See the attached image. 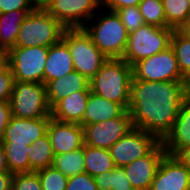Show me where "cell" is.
Listing matches in <instances>:
<instances>
[{
	"label": "cell",
	"mask_w": 190,
	"mask_h": 190,
	"mask_svg": "<svg viewBox=\"0 0 190 190\" xmlns=\"http://www.w3.org/2000/svg\"><path fill=\"white\" fill-rule=\"evenodd\" d=\"M132 129L131 116L126 110L120 117L83 126L84 144L109 149Z\"/></svg>",
	"instance_id": "7c38bea8"
},
{
	"label": "cell",
	"mask_w": 190,
	"mask_h": 190,
	"mask_svg": "<svg viewBox=\"0 0 190 190\" xmlns=\"http://www.w3.org/2000/svg\"><path fill=\"white\" fill-rule=\"evenodd\" d=\"M9 66V50L0 49V72Z\"/></svg>",
	"instance_id": "60d3db41"
},
{
	"label": "cell",
	"mask_w": 190,
	"mask_h": 190,
	"mask_svg": "<svg viewBox=\"0 0 190 190\" xmlns=\"http://www.w3.org/2000/svg\"><path fill=\"white\" fill-rule=\"evenodd\" d=\"M62 40L67 44L74 71L90 81L108 58L92 42L83 28H66Z\"/></svg>",
	"instance_id": "5b68a950"
},
{
	"label": "cell",
	"mask_w": 190,
	"mask_h": 190,
	"mask_svg": "<svg viewBox=\"0 0 190 190\" xmlns=\"http://www.w3.org/2000/svg\"><path fill=\"white\" fill-rule=\"evenodd\" d=\"M12 116L23 119L51 118L46 85L14 81L10 97Z\"/></svg>",
	"instance_id": "52a82bcc"
},
{
	"label": "cell",
	"mask_w": 190,
	"mask_h": 190,
	"mask_svg": "<svg viewBox=\"0 0 190 190\" xmlns=\"http://www.w3.org/2000/svg\"><path fill=\"white\" fill-rule=\"evenodd\" d=\"M50 119H23L12 116L1 140L2 144L32 145L47 133Z\"/></svg>",
	"instance_id": "9a60e30c"
},
{
	"label": "cell",
	"mask_w": 190,
	"mask_h": 190,
	"mask_svg": "<svg viewBox=\"0 0 190 190\" xmlns=\"http://www.w3.org/2000/svg\"><path fill=\"white\" fill-rule=\"evenodd\" d=\"M138 8L144 18L145 24L160 28L167 27L162 0H141Z\"/></svg>",
	"instance_id": "f546056e"
},
{
	"label": "cell",
	"mask_w": 190,
	"mask_h": 190,
	"mask_svg": "<svg viewBox=\"0 0 190 190\" xmlns=\"http://www.w3.org/2000/svg\"><path fill=\"white\" fill-rule=\"evenodd\" d=\"M167 27L179 30L190 13V0H162Z\"/></svg>",
	"instance_id": "f1b7e54d"
},
{
	"label": "cell",
	"mask_w": 190,
	"mask_h": 190,
	"mask_svg": "<svg viewBox=\"0 0 190 190\" xmlns=\"http://www.w3.org/2000/svg\"><path fill=\"white\" fill-rule=\"evenodd\" d=\"M30 0H0V14L14 10L35 9Z\"/></svg>",
	"instance_id": "d590c367"
},
{
	"label": "cell",
	"mask_w": 190,
	"mask_h": 190,
	"mask_svg": "<svg viewBox=\"0 0 190 190\" xmlns=\"http://www.w3.org/2000/svg\"><path fill=\"white\" fill-rule=\"evenodd\" d=\"M46 90L48 102L52 108L58 101L73 93L90 90V81L77 71H72L62 78L49 81L46 84Z\"/></svg>",
	"instance_id": "ffe728a7"
},
{
	"label": "cell",
	"mask_w": 190,
	"mask_h": 190,
	"mask_svg": "<svg viewBox=\"0 0 190 190\" xmlns=\"http://www.w3.org/2000/svg\"><path fill=\"white\" fill-rule=\"evenodd\" d=\"M49 47H17L9 50V66L14 81L44 84V68Z\"/></svg>",
	"instance_id": "ba28073f"
},
{
	"label": "cell",
	"mask_w": 190,
	"mask_h": 190,
	"mask_svg": "<svg viewBox=\"0 0 190 190\" xmlns=\"http://www.w3.org/2000/svg\"><path fill=\"white\" fill-rule=\"evenodd\" d=\"M35 7H43L49 0H30Z\"/></svg>",
	"instance_id": "ee69618b"
},
{
	"label": "cell",
	"mask_w": 190,
	"mask_h": 190,
	"mask_svg": "<svg viewBox=\"0 0 190 190\" xmlns=\"http://www.w3.org/2000/svg\"><path fill=\"white\" fill-rule=\"evenodd\" d=\"M66 177L85 172L83 147L63 154L54 155L53 165Z\"/></svg>",
	"instance_id": "d4e9b609"
},
{
	"label": "cell",
	"mask_w": 190,
	"mask_h": 190,
	"mask_svg": "<svg viewBox=\"0 0 190 190\" xmlns=\"http://www.w3.org/2000/svg\"><path fill=\"white\" fill-rule=\"evenodd\" d=\"M12 117L10 101H0V141Z\"/></svg>",
	"instance_id": "8d00e7d4"
},
{
	"label": "cell",
	"mask_w": 190,
	"mask_h": 190,
	"mask_svg": "<svg viewBox=\"0 0 190 190\" xmlns=\"http://www.w3.org/2000/svg\"><path fill=\"white\" fill-rule=\"evenodd\" d=\"M10 173L29 172L30 145L3 144Z\"/></svg>",
	"instance_id": "4316f807"
},
{
	"label": "cell",
	"mask_w": 190,
	"mask_h": 190,
	"mask_svg": "<svg viewBox=\"0 0 190 190\" xmlns=\"http://www.w3.org/2000/svg\"><path fill=\"white\" fill-rule=\"evenodd\" d=\"M179 31H181L182 33H184L185 35L190 37V13L187 16V19H186L185 23L179 29Z\"/></svg>",
	"instance_id": "7bdbcfd3"
},
{
	"label": "cell",
	"mask_w": 190,
	"mask_h": 190,
	"mask_svg": "<svg viewBox=\"0 0 190 190\" xmlns=\"http://www.w3.org/2000/svg\"><path fill=\"white\" fill-rule=\"evenodd\" d=\"M54 155L63 154L84 146V131L80 124L63 123L50 119L47 126Z\"/></svg>",
	"instance_id": "2e32d148"
},
{
	"label": "cell",
	"mask_w": 190,
	"mask_h": 190,
	"mask_svg": "<svg viewBox=\"0 0 190 190\" xmlns=\"http://www.w3.org/2000/svg\"><path fill=\"white\" fill-rule=\"evenodd\" d=\"M72 71H74V66L67 44L61 39L49 46L44 68V85L49 81L62 78Z\"/></svg>",
	"instance_id": "d6986e66"
},
{
	"label": "cell",
	"mask_w": 190,
	"mask_h": 190,
	"mask_svg": "<svg viewBox=\"0 0 190 190\" xmlns=\"http://www.w3.org/2000/svg\"><path fill=\"white\" fill-rule=\"evenodd\" d=\"M43 8L65 28H82L102 7L101 0H49Z\"/></svg>",
	"instance_id": "30bf717a"
},
{
	"label": "cell",
	"mask_w": 190,
	"mask_h": 190,
	"mask_svg": "<svg viewBox=\"0 0 190 190\" xmlns=\"http://www.w3.org/2000/svg\"><path fill=\"white\" fill-rule=\"evenodd\" d=\"M171 47L173 48L179 71L181 75L190 81V37L179 30H174L171 38Z\"/></svg>",
	"instance_id": "484cf974"
},
{
	"label": "cell",
	"mask_w": 190,
	"mask_h": 190,
	"mask_svg": "<svg viewBox=\"0 0 190 190\" xmlns=\"http://www.w3.org/2000/svg\"><path fill=\"white\" fill-rule=\"evenodd\" d=\"M149 190H190V170L177 156L166 154Z\"/></svg>",
	"instance_id": "5bb4252c"
},
{
	"label": "cell",
	"mask_w": 190,
	"mask_h": 190,
	"mask_svg": "<svg viewBox=\"0 0 190 190\" xmlns=\"http://www.w3.org/2000/svg\"><path fill=\"white\" fill-rule=\"evenodd\" d=\"M115 12L119 15L120 20L125 25L128 33L136 31L145 24L144 18L139 11L138 6L120 8Z\"/></svg>",
	"instance_id": "1f68e13d"
},
{
	"label": "cell",
	"mask_w": 190,
	"mask_h": 190,
	"mask_svg": "<svg viewBox=\"0 0 190 190\" xmlns=\"http://www.w3.org/2000/svg\"><path fill=\"white\" fill-rule=\"evenodd\" d=\"M161 143L167 154L171 156H177L190 147V94L182 101L178 117Z\"/></svg>",
	"instance_id": "e0dca14e"
},
{
	"label": "cell",
	"mask_w": 190,
	"mask_h": 190,
	"mask_svg": "<svg viewBox=\"0 0 190 190\" xmlns=\"http://www.w3.org/2000/svg\"><path fill=\"white\" fill-rule=\"evenodd\" d=\"M28 154L29 172H36L53 165L54 152L47 133L30 145Z\"/></svg>",
	"instance_id": "cb8c5ba5"
},
{
	"label": "cell",
	"mask_w": 190,
	"mask_h": 190,
	"mask_svg": "<svg viewBox=\"0 0 190 190\" xmlns=\"http://www.w3.org/2000/svg\"><path fill=\"white\" fill-rule=\"evenodd\" d=\"M13 85L14 76L10 66H8L4 71L0 72V101H10Z\"/></svg>",
	"instance_id": "e575fe53"
},
{
	"label": "cell",
	"mask_w": 190,
	"mask_h": 190,
	"mask_svg": "<svg viewBox=\"0 0 190 190\" xmlns=\"http://www.w3.org/2000/svg\"><path fill=\"white\" fill-rule=\"evenodd\" d=\"M132 77V66L125 60L108 59L90 80V91L128 110Z\"/></svg>",
	"instance_id": "3957f363"
},
{
	"label": "cell",
	"mask_w": 190,
	"mask_h": 190,
	"mask_svg": "<svg viewBox=\"0 0 190 190\" xmlns=\"http://www.w3.org/2000/svg\"><path fill=\"white\" fill-rule=\"evenodd\" d=\"M39 178L42 190H65L68 177L56 169L54 166L36 171Z\"/></svg>",
	"instance_id": "4dcf8cb0"
},
{
	"label": "cell",
	"mask_w": 190,
	"mask_h": 190,
	"mask_svg": "<svg viewBox=\"0 0 190 190\" xmlns=\"http://www.w3.org/2000/svg\"><path fill=\"white\" fill-rule=\"evenodd\" d=\"M65 29L43 7H36L21 23L15 46H52L62 39Z\"/></svg>",
	"instance_id": "277c9868"
},
{
	"label": "cell",
	"mask_w": 190,
	"mask_h": 190,
	"mask_svg": "<svg viewBox=\"0 0 190 190\" xmlns=\"http://www.w3.org/2000/svg\"><path fill=\"white\" fill-rule=\"evenodd\" d=\"M188 92L190 94V81L188 82Z\"/></svg>",
	"instance_id": "f6af8a7d"
},
{
	"label": "cell",
	"mask_w": 190,
	"mask_h": 190,
	"mask_svg": "<svg viewBox=\"0 0 190 190\" xmlns=\"http://www.w3.org/2000/svg\"><path fill=\"white\" fill-rule=\"evenodd\" d=\"M125 111L126 109L121 104L90 92L83 115L82 127L120 117Z\"/></svg>",
	"instance_id": "44dd1931"
},
{
	"label": "cell",
	"mask_w": 190,
	"mask_h": 190,
	"mask_svg": "<svg viewBox=\"0 0 190 190\" xmlns=\"http://www.w3.org/2000/svg\"><path fill=\"white\" fill-rule=\"evenodd\" d=\"M99 11L82 28L108 59H121L129 33L116 12L103 8Z\"/></svg>",
	"instance_id": "7a4b0ae2"
},
{
	"label": "cell",
	"mask_w": 190,
	"mask_h": 190,
	"mask_svg": "<svg viewBox=\"0 0 190 190\" xmlns=\"http://www.w3.org/2000/svg\"><path fill=\"white\" fill-rule=\"evenodd\" d=\"M133 78L150 82H188L180 73L173 48L142 59L132 66Z\"/></svg>",
	"instance_id": "9c48e42d"
},
{
	"label": "cell",
	"mask_w": 190,
	"mask_h": 190,
	"mask_svg": "<svg viewBox=\"0 0 190 190\" xmlns=\"http://www.w3.org/2000/svg\"><path fill=\"white\" fill-rule=\"evenodd\" d=\"M0 173H10L8 170L5 150H4L2 141H0Z\"/></svg>",
	"instance_id": "ab89813d"
},
{
	"label": "cell",
	"mask_w": 190,
	"mask_h": 190,
	"mask_svg": "<svg viewBox=\"0 0 190 190\" xmlns=\"http://www.w3.org/2000/svg\"><path fill=\"white\" fill-rule=\"evenodd\" d=\"M177 157L181 160V162L190 170V147L181 151Z\"/></svg>",
	"instance_id": "b9f144b4"
},
{
	"label": "cell",
	"mask_w": 190,
	"mask_h": 190,
	"mask_svg": "<svg viewBox=\"0 0 190 190\" xmlns=\"http://www.w3.org/2000/svg\"><path fill=\"white\" fill-rule=\"evenodd\" d=\"M85 172L95 177L98 174L113 170L116 166L109 149L83 146Z\"/></svg>",
	"instance_id": "603a6c76"
},
{
	"label": "cell",
	"mask_w": 190,
	"mask_h": 190,
	"mask_svg": "<svg viewBox=\"0 0 190 190\" xmlns=\"http://www.w3.org/2000/svg\"><path fill=\"white\" fill-rule=\"evenodd\" d=\"M90 92V90H83L61 99L51 108V118L59 122L76 123L82 126Z\"/></svg>",
	"instance_id": "ac0fdd59"
},
{
	"label": "cell",
	"mask_w": 190,
	"mask_h": 190,
	"mask_svg": "<svg viewBox=\"0 0 190 190\" xmlns=\"http://www.w3.org/2000/svg\"><path fill=\"white\" fill-rule=\"evenodd\" d=\"M188 94V82H150L132 77L128 111L133 128L154 134L161 141L172 129Z\"/></svg>",
	"instance_id": "6da1fadb"
},
{
	"label": "cell",
	"mask_w": 190,
	"mask_h": 190,
	"mask_svg": "<svg viewBox=\"0 0 190 190\" xmlns=\"http://www.w3.org/2000/svg\"><path fill=\"white\" fill-rule=\"evenodd\" d=\"M65 190H99L94 177L88 173H80L69 177Z\"/></svg>",
	"instance_id": "836d02e7"
},
{
	"label": "cell",
	"mask_w": 190,
	"mask_h": 190,
	"mask_svg": "<svg viewBox=\"0 0 190 190\" xmlns=\"http://www.w3.org/2000/svg\"><path fill=\"white\" fill-rule=\"evenodd\" d=\"M99 190H134L123 167H115L94 177Z\"/></svg>",
	"instance_id": "83f0119b"
},
{
	"label": "cell",
	"mask_w": 190,
	"mask_h": 190,
	"mask_svg": "<svg viewBox=\"0 0 190 190\" xmlns=\"http://www.w3.org/2000/svg\"><path fill=\"white\" fill-rule=\"evenodd\" d=\"M159 142L154 134L133 128L113 144L109 151L115 166L123 167L147 155Z\"/></svg>",
	"instance_id": "8fae6325"
},
{
	"label": "cell",
	"mask_w": 190,
	"mask_h": 190,
	"mask_svg": "<svg viewBox=\"0 0 190 190\" xmlns=\"http://www.w3.org/2000/svg\"><path fill=\"white\" fill-rule=\"evenodd\" d=\"M167 154L161 141L145 156L123 166L134 190H149L163 157Z\"/></svg>",
	"instance_id": "4fadbf2b"
},
{
	"label": "cell",
	"mask_w": 190,
	"mask_h": 190,
	"mask_svg": "<svg viewBox=\"0 0 190 190\" xmlns=\"http://www.w3.org/2000/svg\"><path fill=\"white\" fill-rule=\"evenodd\" d=\"M34 9L14 10L0 14V46L10 50L15 46L21 23Z\"/></svg>",
	"instance_id": "7402d4cb"
},
{
	"label": "cell",
	"mask_w": 190,
	"mask_h": 190,
	"mask_svg": "<svg viewBox=\"0 0 190 190\" xmlns=\"http://www.w3.org/2000/svg\"><path fill=\"white\" fill-rule=\"evenodd\" d=\"M13 173H0V190H11Z\"/></svg>",
	"instance_id": "f35d334b"
},
{
	"label": "cell",
	"mask_w": 190,
	"mask_h": 190,
	"mask_svg": "<svg viewBox=\"0 0 190 190\" xmlns=\"http://www.w3.org/2000/svg\"><path fill=\"white\" fill-rule=\"evenodd\" d=\"M11 190H42L37 172L13 174Z\"/></svg>",
	"instance_id": "d6a6232c"
},
{
	"label": "cell",
	"mask_w": 190,
	"mask_h": 190,
	"mask_svg": "<svg viewBox=\"0 0 190 190\" xmlns=\"http://www.w3.org/2000/svg\"><path fill=\"white\" fill-rule=\"evenodd\" d=\"M140 2L141 0H101V7L115 12L120 8L138 6Z\"/></svg>",
	"instance_id": "74e56055"
},
{
	"label": "cell",
	"mask_w": 190,
	"mask_h": 190,
	"mask_svg": "<svg viewBox=\"0 0 190 190\" xmlns=\"http://www.w3.org/2000/svg\"><path fill=\"white\" fill-rule=\"evenodd\" d=\"M174 29L142 25L136 31L130 32L123 60L133 66L142 59L149 58L171 46Z\"/></svg>",
	"instance_id": "8992f818"
}]
</instances>
